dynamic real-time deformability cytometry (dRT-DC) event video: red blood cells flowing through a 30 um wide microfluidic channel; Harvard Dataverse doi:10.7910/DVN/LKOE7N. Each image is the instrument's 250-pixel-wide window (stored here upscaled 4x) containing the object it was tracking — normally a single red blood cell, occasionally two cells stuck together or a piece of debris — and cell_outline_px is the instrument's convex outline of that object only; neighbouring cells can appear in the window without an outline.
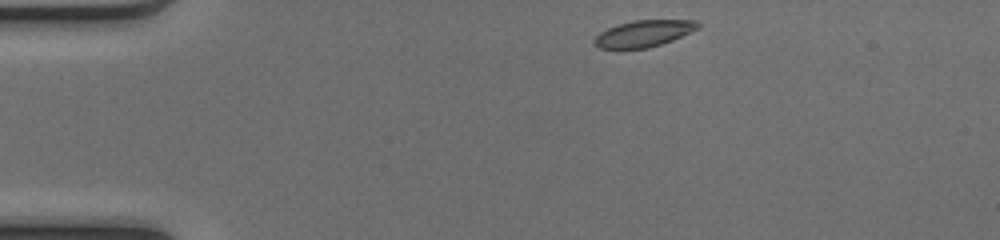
{"species": "common noctule bat (a hibernating species)", "species_latin": "Nyctalus noctula", "temperature_condition": "cold", "stored_images_in_passage": 42, "camera_frame_rate_fps": 3000, "um_per_image_px": 0.085, "animal": {"sex": "female", "body_mass_g": 17.0, "forearm_length_mm": 48.0}, "frame": {"image": 1, "passage_image": 1, "time_ms": 0.0, "image_size_px": [1000, 240], "cell_outline_px": [[700, 28], [672, 40], [648, 48], [600, 48], [592, 40], [600, 32], [608, 28], [632, 20], [696, 20], [700, 24]], "centroid_in_image_um": [54.74, 2.84], "position_along_channel_um": 30.3, "area_um2": 15.84}}
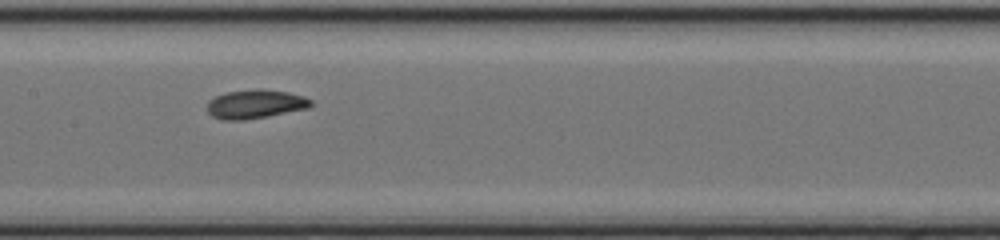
{"frame": {"image": 2, "passage_image": 17, "time_ms": 5.333, "image_size_px": [1000, 240], "cell_outline_px": [[312, 104], [308, 108], [268, 116], [244, 120], [220, 120], [212, 116], [208, 112], [208, 100], [224, 92], [256, 88], [260, 88], [288, 92], [304, 96], [312, 100]], "centroid_in_image_um": [21.68, 8.84], "position_along_channel_um": 185.7, "area_um2": 17.63}}
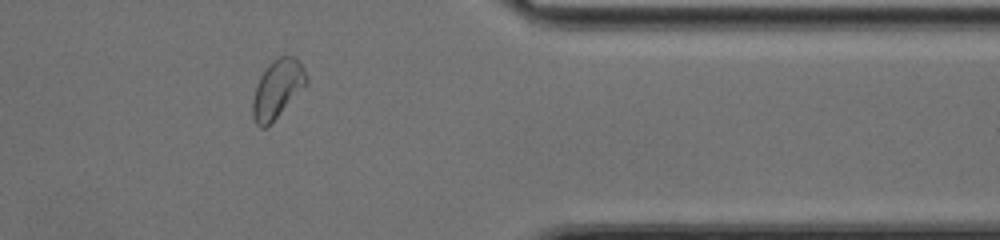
{"frame": {"image": 3, "passage_image": 33, "time_ms": 10.667, "image_size_px": [1000, 240], "cell_outline_px": [[308, 84], [264, 128], [260, 128], [256, 124], [252, 116], [252, 100], [256, 84], [260, 76], [272, 60], [280, 56], [296, 56], [304, 68], [308, 76]], "centroid_in_image_um": [23.58, 7.51], "position_along_channel_um": 387.8, "area_um2": 18.15}, "authors_computed_cell_mechanics": {"area_um2": 17.1955, "velocity_mm_per_s": 4.0917, "shape_relaxation_time_tau1_ms": null, "shape_relaxation_time_tau2_ms": 3.5424, "deformation_change_tau1": null, "deformation_change_tau2": 0.0695}}